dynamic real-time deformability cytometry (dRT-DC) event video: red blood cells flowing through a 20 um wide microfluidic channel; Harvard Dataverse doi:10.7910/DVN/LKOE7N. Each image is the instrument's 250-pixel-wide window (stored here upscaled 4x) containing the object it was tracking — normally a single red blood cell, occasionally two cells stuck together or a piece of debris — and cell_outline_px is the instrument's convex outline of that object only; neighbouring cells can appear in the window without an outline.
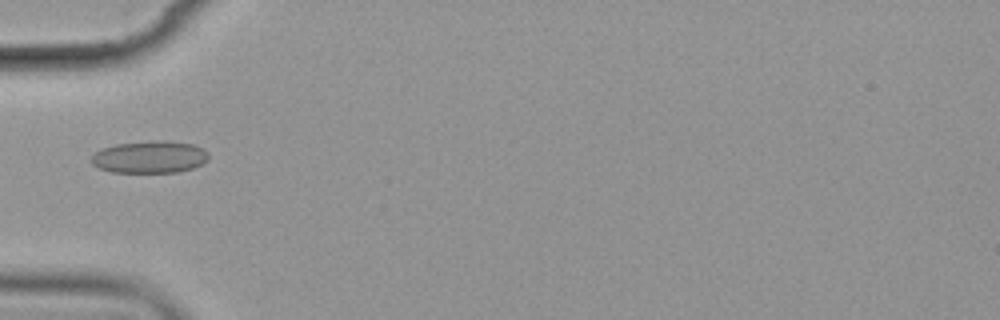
{"species": "common noctule bat (a hibernating species)", "species_latin": "Nyctalus noctula", "temperature_condition": "cold", "stored_images_in_passage": 10, "camera_frame_rate_fps": 3000, "um_per_image_px": 0.085, "animal": {"sex": "female", "body_mass_g": 19.9}, "frame": {"image": 1, "passage_image": 5, "time_ms": 4.667, "image_size_px": [1000, 320], "cell_outline_px": [[208, 160], [192, 168], [176, 172], [112, 172], [100, 168], [92, 164], [92, 156], [100, 148], [116, 144], [152, 140], [164, 140], [192, 144], [204, 148], [208, 152]], "centroid_in_image_um": [12.73, 13.33], "position_along_channel_um": 72.3, "area_um2": 22.02}}
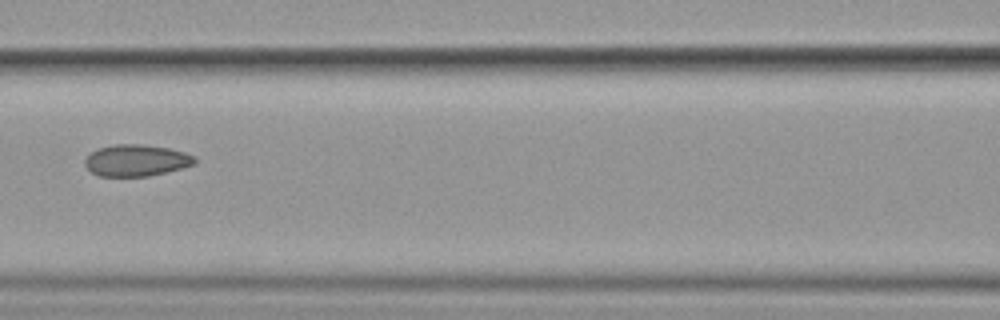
{"frame": {"image": 2, "passage_image": 7, "time_ms": 7.0, "image_size_px": [1000, 320], "cell_outline_px": [[196, 164], [148, 176], [100, 176], [92, 172], [84, 164], [84, 160], [92, 152], [100, 148], [112, 144], [140, 144], [168, 148], [184, 152], [196, 156]], "centroid_in_image_um": [11.59, 13.63], "position_along_channel_um": 155.0, "area_um2": 20.06}}
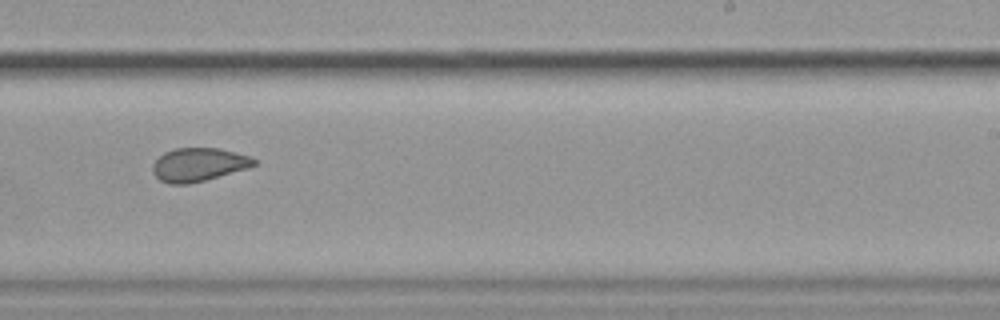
{"frame": {"image": 3, "passage_image": 10, "time_ms": 10.333, "image_size_px": [1000, 320], "cell_outline_px": [[256, 164], [248, 168], [204, 180], [188, 184], [168, 184], [160, 180], [152, 172], [152, 164], [164, 152], [172, 148], [220, 148], [252, 156], [256, 160]], "centroid_in_image_um": [16.87, 13.98], "position_along_channel_um": 272.1, "area_um2": 19.83}}